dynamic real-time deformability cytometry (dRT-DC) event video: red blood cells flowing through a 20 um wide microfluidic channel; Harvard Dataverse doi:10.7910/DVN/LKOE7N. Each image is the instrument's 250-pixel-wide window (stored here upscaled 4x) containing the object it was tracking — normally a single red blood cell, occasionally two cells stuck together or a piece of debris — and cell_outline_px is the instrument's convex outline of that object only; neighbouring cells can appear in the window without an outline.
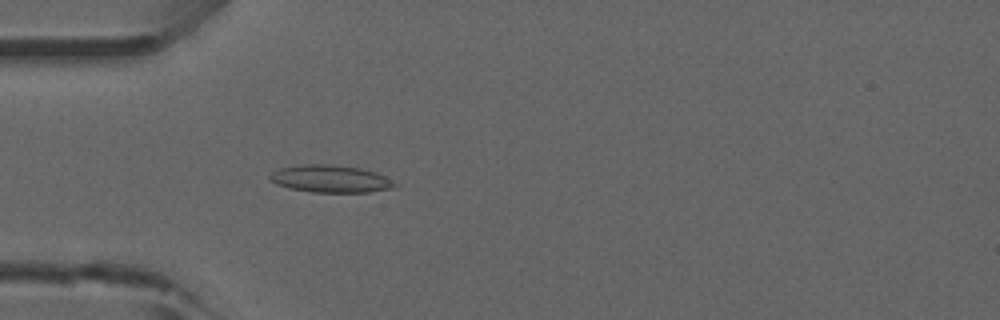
{"species": "common noctule bat (a hibernating species)", "species_latin": "Nyctalus noctula", "temperature_condition": "room temperature", "stored_images_in_passage": 53, "camera_frame_rate_fps": 3000, "um_per_image_px": 0.085, "animal": {"sex": "male", "forearm_length_mm": 52.5}, "frame": {"image": 1, "passage_image": 16, "time_ms": 5.0, "image_size_px": [1000, 320], "cell_outline_px": [[396, 184], [392, 188], [368, 192], [312, 192], [288, 188], [276, 184], [268, 180], [268, 176], [272, 172], [280, 168], [304, 164], [332, 164], [360, 168], [376, 172], [384, 176]], "centroid_in_image_um": [28.03, 15.19], "position_along_channel_um": 57.0, "area_um2": 19.88}}
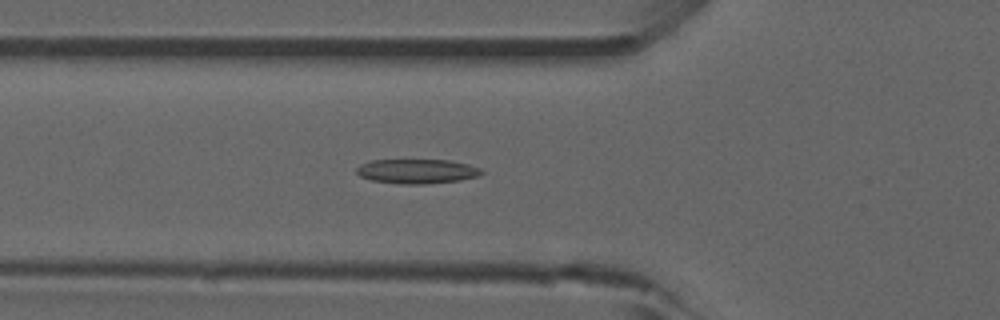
{"frame": {"image": 2, "passage_image": 19, "time_ms": 6.0, "image_size_px": [1000, 320], "cell_outline_px": [[484, 172], [480, 176], [460, 180], [424, 184], [400, 184], [372, 180], [360, 176], [356, 172], [356, 168], [360, 164], [372, 160], [448, 160], [468, 164], [480, 168]], "centroid_in_image_um": [35.45, 14.56], "position_along_channel_um": 90.4, "area_um2": 17.86}}
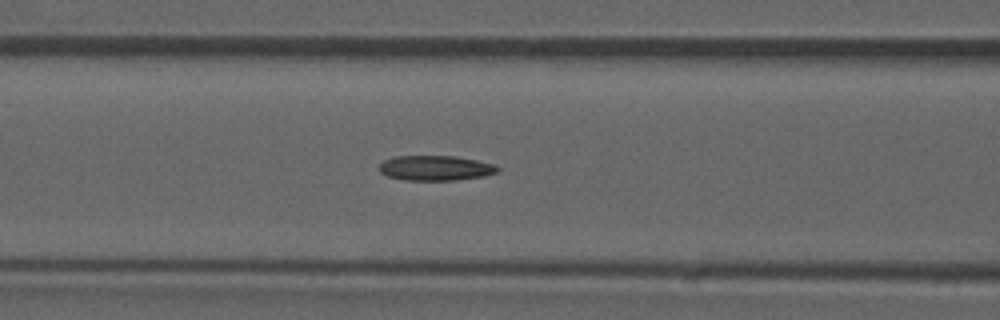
{"frame": {"image": 3, "passage_image": 22, "time_ms": 7.0, "image_size_px": [1000, 320], "cell_outline_px": [[500, 172], [484, 176], [456, 180], [404, 180], [388, 176], [380, 172], [380, 164], [384, 160], [396, 156], [456, 156], [496, 164], [500, 168]], "centroid_in_image_um": [37.07, 14.28], "position_along_channel_um": 129.5, "area_um2": 17.34}}